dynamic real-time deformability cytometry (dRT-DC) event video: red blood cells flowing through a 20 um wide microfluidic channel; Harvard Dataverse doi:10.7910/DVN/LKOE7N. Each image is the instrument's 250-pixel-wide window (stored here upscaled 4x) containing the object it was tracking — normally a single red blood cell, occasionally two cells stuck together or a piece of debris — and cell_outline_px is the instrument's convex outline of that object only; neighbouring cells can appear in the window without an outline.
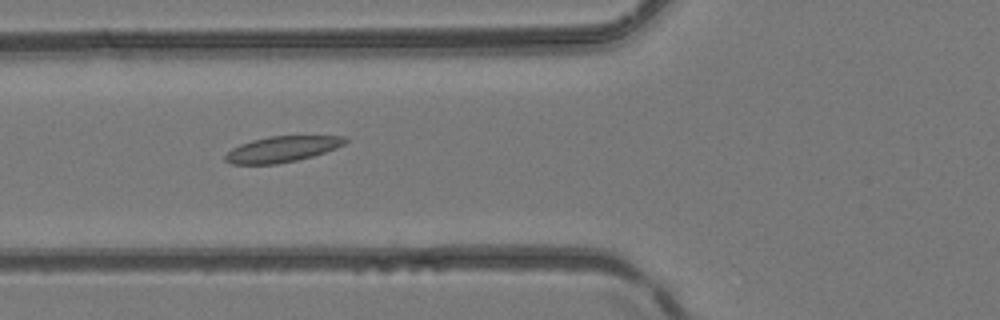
{"species": "common noctule bat (a hibernating species)", "species_latin": "Nyctalus noctula", "temperature_condition": "room temperature", "stored_images_in_passage": 4, "camera_frame_rate_fps": 3000, "um_per_image_px": 0.085, "animal": {"sex": "female", "body_mass_g": 24.6, "forearm_length_mm": 56.2}, "frame": {"image": 1, "passage_image": 4, "time_ms": 1.0, "image_size_px": [1000, 320], "cell_outline_px": [[348, 140], [344, 144], [336, 148], [312, 156], [296, 160], [276, 164], [232, 164], [224, 160], [224, 156], [232, 148], [240, 144], [252, 140], [268, 136], [348, 136]], "centroid_in_image_um": [23.97, 12.67], "position_along_channel_um": 101.8, "area_um2": 17.98}}